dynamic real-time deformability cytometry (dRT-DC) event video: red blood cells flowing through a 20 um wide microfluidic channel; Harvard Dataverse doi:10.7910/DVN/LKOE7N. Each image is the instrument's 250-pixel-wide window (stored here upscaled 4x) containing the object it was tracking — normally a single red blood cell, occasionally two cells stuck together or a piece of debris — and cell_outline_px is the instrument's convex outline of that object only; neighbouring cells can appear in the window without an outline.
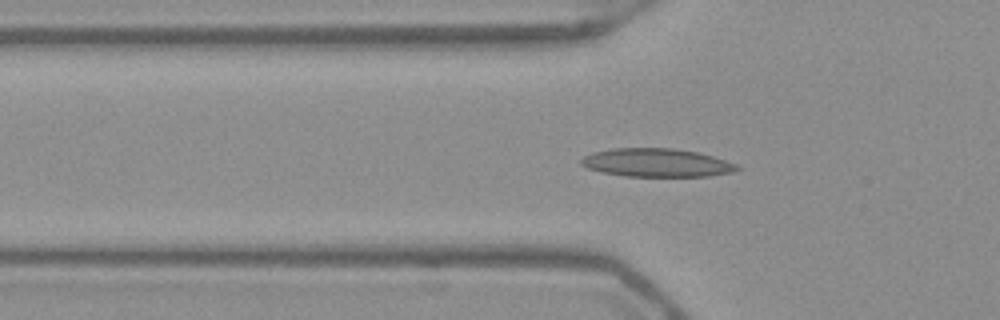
{"species": "Egyptian fruit bat (a non-hibernating species)", "species_latin": "Rousettus aegyptiacus", "temperature_condition": "warm", "stored_images_in_passage": 51, "segment_of_instrument_passage": [1, 2], "camera_frame_rate_fps": 3000, "um_per_image_px": 0.085, "frame": {"image": 1, "passage_image": 16, "time_ms": 5.0, "image_size_px": [1000, 320], "cell_outline_px": [[740, 168], [732, 172], [708, 176], [628, 176], [604, 172], [588, 168], [580, 164], [580, 160], [584, 156], [592, 152], [612, 148], [672, 148], [696, 152], [712, 156], [736, 164]], "centroid_in_image_um": [55.78, 13.82], "position_along_channel_um": 70.0, "area_um2": 25.49}}
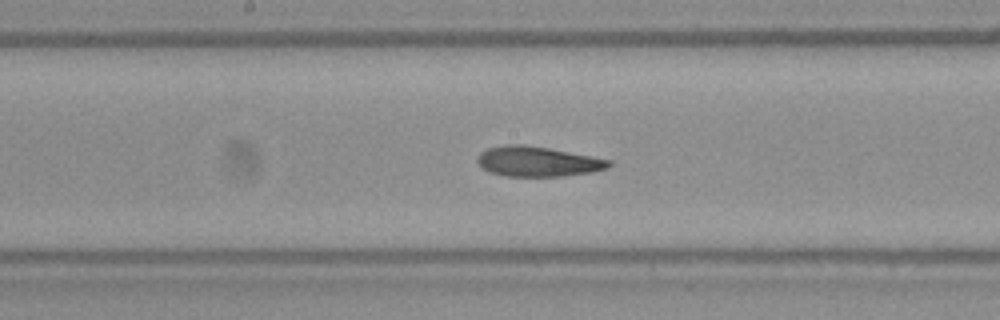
{"frame": {"image": 2, "passage_image": 26, "time_ms": 8.333, "image_size_px": [1000, 320], "cell_outline_px": [[612, 164], [608, 168], [592, 172], [564, 176], [508, 176], [488, 172], [476, 160], [480, 152], [488, 148], [504, 144], [524, 144], [548, 148], [592, 156], [612, 160]], "centroid_in_image_um": [45.72, 13.72], "position_along_channel_um": 202.5, "area_um2": 23.06}}
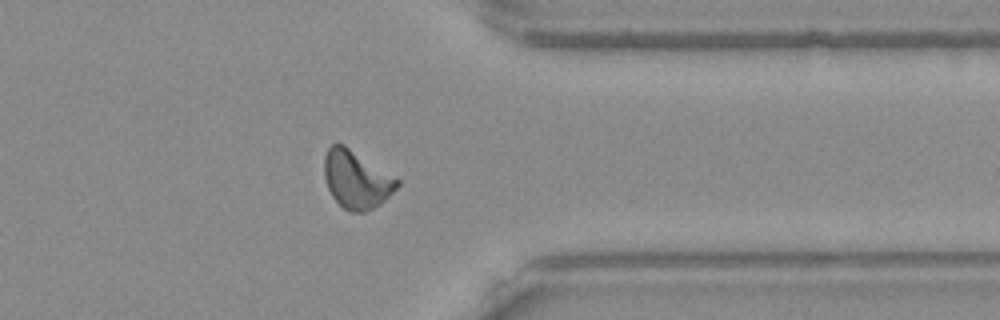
{"frame": {"image": 3, "passage_image": 40, "time_ms": 13.0, "image_size_px": [1000, 320], "cell_outline_px": [[400, 184], [380, 204], [364, 212], [348, 212], [332, 196], [328, 188], [324, 176], [324, 156], [328, 148], [332, 144], [344, 144], [400, 180]], "centroid_in_image_um": [30.28, 15.25], "position_along_channel_um": 381.1, "area_um2": 24.33}}